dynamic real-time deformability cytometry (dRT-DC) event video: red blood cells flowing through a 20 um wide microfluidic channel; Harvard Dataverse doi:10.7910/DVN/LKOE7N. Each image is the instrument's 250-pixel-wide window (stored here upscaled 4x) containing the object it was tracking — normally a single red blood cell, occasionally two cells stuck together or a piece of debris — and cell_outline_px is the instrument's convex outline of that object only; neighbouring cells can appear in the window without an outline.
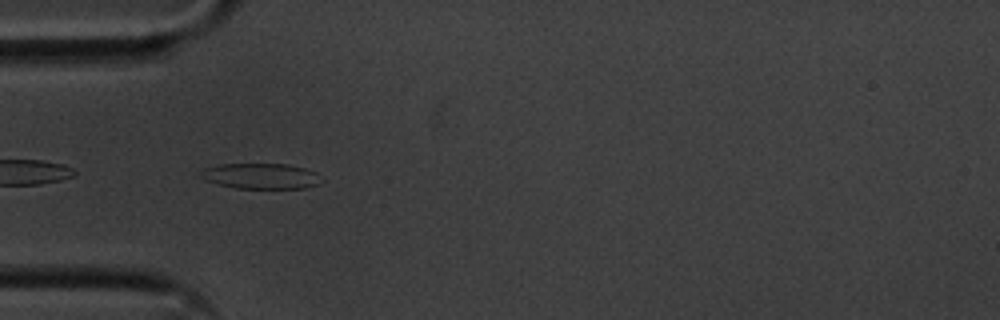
{"species": "common noctule bat (a hibernating species)", "species_latin": "Nyctalus noctula", "temperature_condition": "cold", "stored_images_in_passage": 41, "camera_frame_rate_fps": 3000, "um_per_image_px": 0.085, "animal": {"sex": "male", "body_mass_g": 20.1, "forearm_length_mm": 53.5}, "frame": {"image": 1, "passage_image": 2, "time_ms": 0.333, "image_size_px": [1000, 320], "cell_outline_px": [[324, 180], [316, 184], [304, 188], [236, 188], [204, 180], [196, 176], [204, 168], [220, 164], [288, 164], [304, 168], [316, 172]], "centroid_in_image_um": [22.14, 14.96], "position_along_channel_um": 62.9, "area_um2": 18.03}}
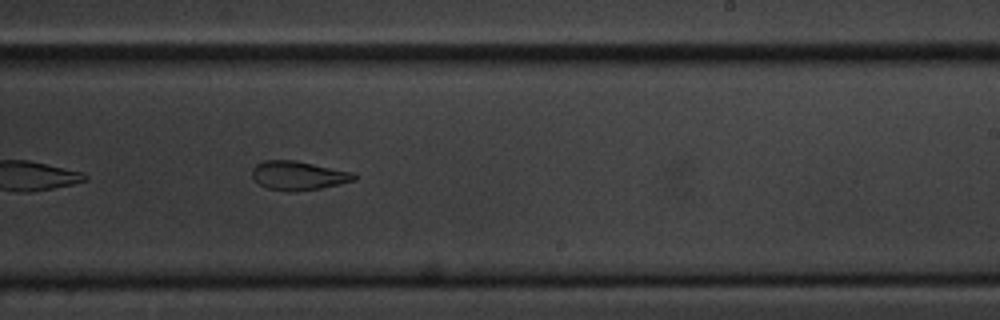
{"frame": {"image": 2, "passage_image": 19, "time_ms": 6.0, "image_size_px": [1000, 320], "cell_outline_px": [[356, 180], [320, 188], [288, 192], [268, 188], [260, 184], [252, 176], [252, 168], [256, 164], [264, 160], [296, 160], [356, 172]], "centroid_in_image_um": [25.38, 14.9], "position_along_channel_um": 263.6, "area_um2": 17.28}}
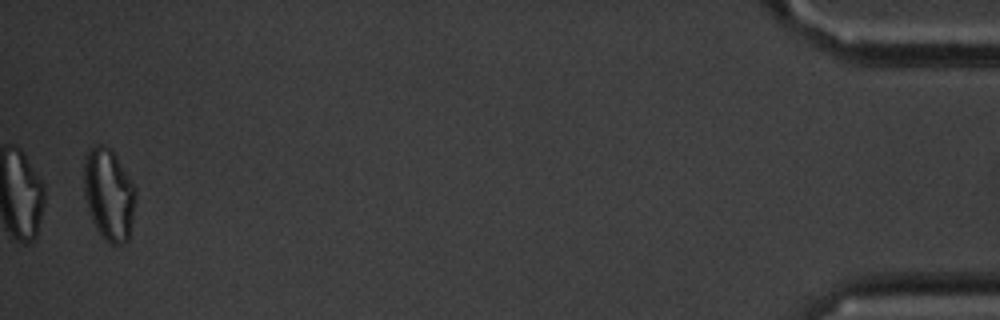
{"frame": {"image": 3, "passage_image": 40, "time_ms": 13.0, "image_size_px": [1000, 320], "cell_outline_px": [[136, 196], [132, 220], [128, 240], [124, 244], [112, 244], [100, 236], [88, 212], [84, 192], [84, 156], [96, 144], [104, 144], [112, 148], [136, 188]], "centroid_in_image_um": [9.25, 16.51], "position_along_channel_um": 426.0, "area_um2": 27.98}, "authors_computed_cell_mechanics": {"area_um2": 18.1492, "velocity_mm_per_s": 3.5599, "shape_relaxation_time_tau1_ms": 4.0805, "shape_relaxation_time_tau2_ms": 4.7164, "deformation_change_tau1": 0.1272, "deformation_change_tau2": 0.1227}}